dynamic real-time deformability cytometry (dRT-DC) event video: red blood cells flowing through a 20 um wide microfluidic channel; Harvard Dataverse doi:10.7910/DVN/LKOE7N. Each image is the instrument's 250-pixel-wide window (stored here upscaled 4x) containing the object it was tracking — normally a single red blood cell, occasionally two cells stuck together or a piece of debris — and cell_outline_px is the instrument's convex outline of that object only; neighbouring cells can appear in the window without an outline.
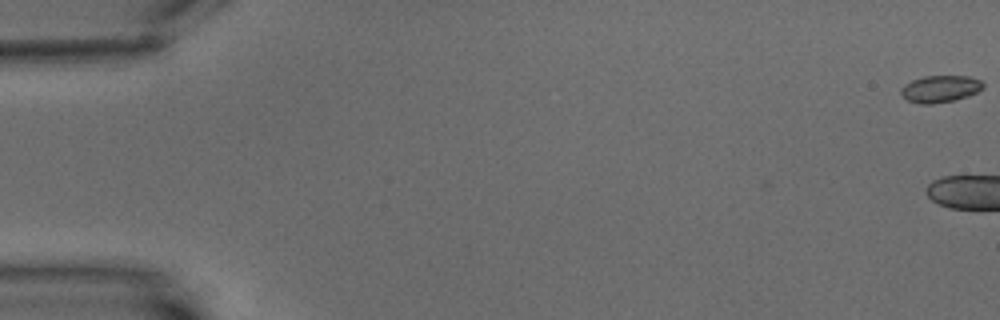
{"species": "common noctule bat (a hibernating species)", "species_latin": "Nyctalus noctula", "temperature_condition": "warm", "stored_images_in_passage": 4, "camera_frame_rate_fps": 3000, "um_per_image_px": 0.085, "animal": {"sex": "male", "body_mass_g": 15.6}, "frame": {"image": 1, "passage_image": 1, "time_ms": 0.0, "image_size_px": [1000, 320], "cell_outline_px": [[984, 88], [968, 96], [956, 100], [932, 104], [920, 104], [908, 100], [900, 92], [900, 88], [904, 84], [912, 80], [924, 76], [968, 76], [980, 80], [984, 84]], "centroid_in_image_um": [79.92, 7.55], "position_along_channel_um": 5.1, "area_um2": 12.95}}